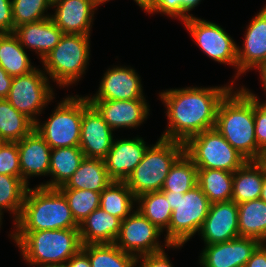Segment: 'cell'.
I'll return each instance as SVG.
<instances>
[{
	"label": "cell",
	"instance_id": "6da1fadb",
	"mask_svg": "<svg viewBox=\"0 0 266 267\" xmlns=\"http://www.w3.org/2000/svg\"><path fill=\"white\" fill-rule=\"evenodd\" d=\"M233 84L234 81L228 86L175 88L159 93L169 120L160 138L185 144L191 137L213 129L219 104Z\"/></svg>",
	"mask_w": 266,
	"mask_h": 267
},
{
	"label": "cell",
	"instance_id": "7a4b0ae2",
	"mask_svg": "<svg viewBox=\"0 0 266 267\" xmlns=\"http://www.w3.org/2000/svg\"><path fill=\"white\" fill-rule=\"evenodd\" d=\"M214 128L247 161L260 160L255 136L254 97L248 88H232L221 100Z\"/></svg>",
	"mask_w": 266,
	"mask_h": 267
},
{
	"label": "cell",
	"instance_id": "3957f363",
	"mask_svg": "<svg viewBox=\"0 0 266 267\" xmlns=\"http://www.w3.org/2000/svg\"><path fill=\"white\" fill-rule=\"evenodd\" d=\"M14 232L79 229L64 194L58 188L38 185L26 191Z\"/></svg>",
	"mask_w": 266,
	"mask_h": 267
},
{
	"label": "cell",
	"instance_id": "277c9868",
	"mask_svg": "<svg viewBox=\"0 0 266 267\" xmlns=\"http://www.w3.org/2000/svg\"><path fill=\"white\" fill-rule=\"evenodd\" d=\"M24 260L36 267L65 266L81 248L79 229L12 232Z\"/></svg>",
	"mask_w": 266,
	"mask_h": 267
},
{
	"label": "cell",
	"instance_id": "5b68a950",
	"mask_svg": "<svg viewBox=\"0 0 266 267\" xmlns=\"http://www.w3.org/2000/svg\"><path fill=\"white\" fill-rule=\"evenodd\" d=\"M150 146L125 181L136 198L145 193L161 191L171 167L185 152L184 143L163 138Z\"/></svg>",
	"mask_w": 266,
	"mask_h": 267
},
{
	"label": "cell",
	"instance_id": "8992f818",
	"mask_svg": "<svg viewBox=\"0 0 266 267\" xmlns=\"http://www.w3.org/2000/svg\"><path fill=\"white\" fill-rule=\"evenodd\" d=\"M163 193L172 209L164 241L170 245L183 246L197 232H200L211 203L198 185L184 194Z\"/></svg>",
	"mask_w": 266,
	"mask_h": 267
},
{
	"label": "cell",
	"instance_id": "52a82bcc",
	"mask_svg": "<svg viewBox=\"0 0 266 267\" xmlns=\"http://www.w3.org/2000/svg\"><path fill=\"white\" fill-rule=\"evenodd\" d=\"M90 60V36L64 34L41 61L44 72L60 87H68L85 74Z\"/></svg>",
	"mask_w": 266,
	"mask_h": 267
},
{
	"label": "cell",
	"instance_id": "ba28073f",
	"mask_svg": "<svg viewBox=\"0 0 266 267\" xmlns=\"http://www.w3.org/2000/svg\"><path fill=\"white\" fill-rule=\"evenodd\" d=\"M82 117L83 97L68 96L58 103L44 124L37 121L34 129L51 149L79 147Z\"/></svg>",
	"mask_w": 266,
	"mask_h": 267
},
{
	"label": "cell",
	"instance_id": "9c48e42d",
	"mask_svg": "<svg viewBox=\"0 0 266 267\" xmlns=\"http://www.w3.org/2000/svg\"><path fill=\"white\" fill-rule=\"evenodd\" d=\"M184 146L185 153L198 169H217L234 173L247 161L215 128L191 137Z\"/></svg>",
	"mask_w": 266,
	"mask_h": 267
},
{
	"label": "cell",
	"instance_id": "30bf717a",
	"mask_svg": "<svg viewBox=\"0 0 266 267\" xmlns=\"http://www.w3.org/2000/svg\"><path fill=\"white\" fill-rule=\"evenodd\" d=\"M49 84L46 73L35 68L27 74L13 77L6 100L36 123V115L39 116L54 98L53 88Z\"/></svg>",
	"mask_w": 266,
	"mask_h": 267
},
{
	"label": "cell",
	"instance_id": "8fae6325",
	"mask_svg": "<svg viewBox=\"0 0 266 267\" xmlns=\"http://www.w3.org/2000/svg\"><path fill=\"white\" fill-rule=\"evenodd\" d=\"M161 233L163 234V231L152 224L137 209H134L132 214L121 221L120 231L114 244L136 258L162 252L165 247L180 249L181 245H170L169 243H164L165 246L160 245L158 237Z\"/></svg>",
	"mask_w": 266,
	"mask_h": 267
},
{
	"label": "cell",
	"instance_id": "7c38bea8",
	"mask_svg": "<svg viewBox=\"0 0 266 267\" xmlns=\"http://www.w3.org/2000/svg\"><path fill=\"white\" fill-rule=\"evenodd\" d=\"M200 49L214 61L237 68V44L216 23L195 16L183 22Z\"/></svg>",
	"mask_w": 266,
	"mask_h": 267
},
{
	"label": "cell",
	"instance_id": "4fadbf2b",
	"mask_svg": "<svg viewBox=\"0 0 266 267\" xmlns=\"http://www.w3.org/2000/svg\"><path fill=\"white\" fill-rule=\"evenodd\" d=\"M114 141L113 130L98 110L83 97V117L79 147L87 158L104 159Z\"/></svg>",
	"mask_w": 266,
	"mask_h": 267
},
{
	"label": "cell",
	"instance_id": "5bb4252c",
	"mask_svg": "<svg viewBox=\"0 0 266 267\" xmlns=\"http://www.w3.org/2000/svg\"><path fill=\"white\" fill-rule=\"evenodd\" d=\"M242 47L237 46V73L234 78L266 64V5L247 26Z\"/></svg>",
	"mask_w": 266,
	"mask_h": 267
},
{
	"label": "cell",
	"instance_id": "9a60e30c",
	"mask_svg": "<svg viewBox=\"0 0 266 267\" xmlns=\"http://www.w3.org/2000/svg\"><path fill=\"white\" fill-rule=\"evenodd\" d=\"M260 244L256 239L237 237L227 242L205 245L200 253V266L244 267Z\"/></svg>",
	"mask_w": 266,
	"mask_h": 267
},
{
	"label": "cell",
	"instance_id": "2e32d148",
	"mask_svg": "<svg viewBox=\"0 0 266 267\" xmlns=\"http://www.w3.org/2000/svg\"><path fill=\"white\" fill-rule=\"evenodd\" d=\"M94 96L88 100L145 99L140 76L131 67L116 66L107 69Z\"/></svg>",
	"mask_w": 266,
	"mask_h": 267
},
{
	"label": "cell",
	"instance_id": "e0dca14e",
	"mask_svg": "<svg viewBox=\"0 0 266 267\" xmlns=\"http://www.w3.org/2000/svg\"><path fill=\"white\" fill-rule=\"evenodd\" d=\"M199 234L205 245L239 237L237 204L233 200L212 203Z\"/></svg>",
	"mask_w": 266,
	"mask_h": 267
},
{
	"label": "cell",
	"instance_id": "ac0fdd59",
	"mask_svg": "<svg viewBox=\"0 0 266 267\" xmlns=\"http://www.w3.org/2000/svg\"><path fill=\"white\" fill-rule=\"evenodd\" d=\"M104 121L114 131L119 128H136L149 115L146 99L135 100H89Z\"/></svg>",
	"mask_w": 266,
	"mask_h": 267
},
{
	"label": "cell",
	"instance_id": "d6986e66",
	"mask_svg": "<svg viewBox=\"0 0 266 267\" xmlns=\"http://www.w3.org/2000/svg\"><path fill=\"white\" fill-rule=\"evenodd\" d=\"M54 7L55 13L50 18L64 34L90 36L98 7L92 0H56L52 3Z\"/></svg>",
	"mask_w": 266,
	"mask_h": 267
},
{
	"label": "cell",
	"instance_id": "ffe728a7",
	"mask_svg": "<svg viewBox=\"0 0 266 267\" xmlns=\"http://www.w3.org/2000/svg\"><path fill=\"white\" fill-rule=\"evenodd\" d=\"M149 146L141 137L114 139L112 147L104 158L105 167L113 181H126L141 162Z\"/></svg>",
	"mask_w": 266,
	"mask_h": 267
},
{
	"label": "cell",
	"instance_id": "44dd1931",
	"mask_svg": "<svg viewBox=\"0 0 266 267\" xmlns=\"http://www.w3.org/2000/svg\"><path fill=\"white\" fill-rule=\"evenodd\" d=\"M22 180L29 185V178L49 175L51 147L34 129L17 141Z\"/></svg>",
	"mask_w": 266,
	"mask_h": 267
},
{
	"label": "cell",
	"instance_id": "7402d4cb",
	"mask_svg": "<svg viewBox=\"0 0 266 267\" xmlns=\"http://www.w3.org/2000/svg\"><path fill=\"white\" fill-rule=\"evenodd\" d=\"M13 33L24 48L35 50L41 60L54 49L64 35L50 17L20 25Z\"/></svg>",
	"mask_w": 266,
	"mask_h": 267
},
{
	"label": "cell",
	"instance_id": "603a6c76",
	"mask_svg": "<svg viewBox=\"0 0 266 267\" xmlns=\"http://www.w3.org/2000/svg\"><path fill=\"white\" fill-rule=\"evenodd\" d=\"M120 225L119 218L98 207L79 225L81 243L82 245L114 243Z\"/></svg>",
	"mask_w": 266,
	"mask_h": 267
},
{
	"label": "cell",
	"instance_id": "cb8c5ba5",
	"mask_svg": "<svg viewBox=\"0 0 266 267\" xmlns=\"http://www.w3.org/2000/svg\"><path fill=\"white\" fill-rule=\"evenodd\" d=\"M266 168L258 161H246L233 175L232 199L236 204L260 198Z\"/></svg>",
	"mask_w": 266,
	"mask_h": 267
},
{
	"label": "cell",
	"instance_id": "d4e9b609",
	"mask_svg": "<svg viewBox=\"0 0 266 267\" xmlns=\"http://www.w3.org/2000/svg\"><path fill=\"white\" fill-rule=\"evenodd\" d=\"M113 180L104 159L85 157L68 182L58 189H81L101 193Z\"/></svg>",
	"mask_w": 266,
	"mask_h": 267
},
{
	"label": "cell",
	"instance_id": "484cf974",
	"mask_svg": "<svg viewBox=\"0 0 266 267\" xmlns=\"http://www.w3.org/2000/svg\"><path fill=\"white\" fill-rule=\"evenodd\" d=\"M84 158V153L80 147L51 149L49 175L52 179L44 184L41 183L40 186L59 188L65 185L79 168Z\"/></svg>",
	"mask_w": 266,
	"mask_h": 267
},
{
	"label": "cell",
	"instance_id": "4316f807",
	"mask_svg": "<svg viewBox=\"0 0 266 267\" xmlns=\"http://www.w3.org/2000/svg\"><path fill=\"white\" fill-rule=\"evenodd\" d=\"M237 206L239 237L266 243V202L259 198Z\"/></svg>",
	"mask_w": 266,
	"mask_h": 267
},
{
	"label": "cell",
	"instance_id": "83f0119b",
	"mask_svg": "<svg viewBox=\"0 0 266 267\" xmlns=\"http://www.w3.org/2000/svg\"><path fill=\"white\" fill-rule=\"evenodd\" d=\"M0 66L12 77L27 74L36 68L14 33L0 34Z\"/></svg>",
	"mask_w": 266,
	"mask_h": 267
},
{
	"label": "cell",
	"instance_id": "f1b7e54d",
	"mask_svg": "<svg viewBox=\"0 0 266 267\" xmlns=\"http://www.w3.org/2000/svg\"><path fill=\"white\" fill-rule=\"evenodd\" d=\"M136 202L125 181L111 182L100 194V208L121 221L134 211Z\"/></svg>",
	"mask_w": 266,
	"mask_h": 267
},
{
	"label": "cell",
	"instance_id": "f546056e",
	"mask_svg": "<svg viewBox=\"0 0 266 267\" xmlns=\"http://www.w3.org/2000/svg\"><path fill=\"white\" fill-rule=\"evenodd\" d=\"M35 123L17 111L6 99H0V142H17L34 130Z\"/></svg>",
	"mask_w": 266,
	"mask_h": 267
},
{
	"label": "cell",
	"instance_id": "4dcf8cb0",
	"mask_svg": "<svg viewBox=\"0 0 266 267\" xmlns=\"http://www.w3.org/2000/svg\"><path fill=\"white\" fill-rule=\"evenodd\" d=\"M233 172L217 169H198L197 185L207 196L210 203L232 199Z\"/></svg>",
	"mask_w": 266,
	"mask_h": 267
},
{
	"label": "cell",
	"instance_id": "1f68e13d",
	"mask_svg": "<svg viewBox=\"0 0 266 267\" xmlns=\"http://www.w3.org/2000/svg\"><path fill=\"white\" fill-rule=\"evenodd\" d=\"M91 267H136V257L125 253L114 243L86 244L81 248Z\"/></svg>",
	"mask_w": 266,
	"mask_h": 267
},
{
	"label": "cell",
	"instance_id": "d6a6232c",
	"mask_svg": "<svg viewBox=\"0 0 266 267\" xmlns=\"http://www.w3.org/2000/svg\"><path fill=\"white\" fill-rule=\"evenodd\" d=\"M197 182L198 168L184 152L171 167L161 191L184 194L194 188Z\"/></svg>",
	"mask_w": 266,
	"mask_h": 267
},
{
	"label": "cell",
	"instance_id": "836d02e7",
	"mask_svg": "<svg viewBox=\"0 0 266 267\" xmlns=\"http://www.w3.org/2000/svg\"><path fill=\"white\" fill-rule=\"evenodd\" d=\"M137 203V210L161 231L169 227L172 209L162 191L142 194Z\"/></svg>",
	"mask_w": 266,
	"mask_h": 267
},
{
	"label": "cell",
	"instance_id": "e575fe53",
	"mask_svg": "<svg viewBox=\"0 0 266 267\" xmlns=\"http://www.w3.org/2000/svg\"><path fill=\"white\" fill-rule=\"evenodd\" d=\"M28 185L21 177L0 174V215L3 210L14 214V223L19 219Z\"/></svg>",
	"mask_w": 266,
	"mask_h": 267
},
{
	"label": "cell",
	"instance_id": "d590c367",
	"mask_svg": "<svg viewBox=\"0 0 266 267\" xmlns=\"http://www.w3.org/2000/svg\"><path fill=\"white\" fill-rule=\"evenodd\" d=\"M65 196L74 220L80 225L94 210L100 207L98 192L81 189H59Z\"/></svg>",
	"mask_w": 266,
	"mask_h": 267
},
{
	"label": "cell",
	"instance_id": "8d00e7d4",
	"mask_svg": "<svg viewBox=\"0 0 266 267\" xmlns=\"http://www.w3.org/2000/svg\"><path fill=\"white\" fill-rule=\"evenodd\" d=\"M52 7L51 0H12V17L16 27L49 18L47 9Z\"/></svg>",
	"mask_w": 266,
	"mask_h": 267
},
{
	"label": "cell",
	"instance_id": "74e56055",
	"mask_svg": "<svg viewBox=\"0 0 266 267\" xmlns=\"http://www.w3.org/2000/svg\"><path fill=\"white\" fill-rule=\"evenodd\" d=\"M201 0H154L147 13H161L172 18H179L182 22L193 15L189 12L194 9Z\"/></svg>",
	"mask_w": 266,
	"mask_h": 267
},
{
	"label": "cell",
	"instance_id": "f35d334b",
	"mask_svg": "<svg viewBox=\"0 0 266 267\" xmlns=\"http://www.w3.org/2000/svg\"><path fill=\"white\" fill-rule=\"evenodd\" d=\"M0 174L21 177L17 142H0Z\"/></svg>",
	"mask_w": 266,
	"mask_h": 267
},
{
	"label": "cell",
	"instance_id": "ab89813d",
	"mask_svg": "<svg viewBox=\"0 0 266 267\" xmlns=\"http://www.w3.org/2000/svg\"><path fill=\"white\" fill-rule=\"evenodd\" d=\"M254 97V121L255 136L260 149V160L266 152V102H260L259 98L249 91Z\"/></svg>",
	"mask_w": 266,
	"mask_h": 267
},
{
	"label": "cell",
	"instance_id": "60d3db41",
	"mask_svg": "<svg viewBox=\"0 0 266 267\" xmlns=\"http://www.w3.org/2000/svg\"><path fill=\"white\" fill-rule=\"evenodd\" d=\"M166 254L164 250L155 254L139 256L136 259V266L140 263L139 267H173Z\"/></svg>",
	"mask_w": 266,
	"mask_h": 267
},
{
	"label": "cell",
	"instance_id": "b9f144b4",
	"mask_svg": "<svg viewBox=\"0 0 266 267\" xmlns=\"http://www.w3.org/2000/svg\"><path fill=\"white\" fill-rule=\"evenodd\" d=\"M13 32L12 0H0V34Z\"/></svg>",
	"mask_w": 266,
	"mask_h": 267
},
{
	"label": "cell",
	"instance_id": "7bdbcfd3",
	"mask_svg": "<svg viewBox=\"0 0 266 267\" xmlns=\"http://www.w3.org/2000/svg\"><path fill=\"white\" fill-rule=\"evenodd\" d=\"M244 267H266V243H261Z\"/></svg>",
	"mask_w": 266,
	"mask_h": 267
},
{
	"label": "cell",
	"instance_id": "ee69618b",
	"mask_svg": "<svg viewBox=\"0 0 266 267\" xmlns=\"http://www.w3.org/2000/svg\"><path fill=\"white\" fill-rule=\"evenodd\" d=\"M65 267H91L88 255L80 249L65 264Z\"/></svg>",
	"mask_w": 266,
	"mask_h": 267
},
{
	"label": "cell",
	"instance_id": "f6af8a7d",
	"mask_svg": "<svg viewBox=\"0 0 266 267\" xmlns=\"http://www.w3.org/2000/svg\"><path fill=\"white\" fill-rule=\"evenodd\" d=\"M13 77L10 76L1 66H0V99H6L8 97Z\"/></svg>",
	"mask_w": 266,
	"mask_h": 267
},
{
	"label": "cell",
	"instance_id": "bcb514c9",
	"mask_svg": "<svg viewBox=\"0 0 266 267\" xmlns=\"http://www.w3.org/2000/svg\"><path fill=\"white\" fill-rule=\"evenodd\" d=\"M140 8L144 9V12H148L151 8L154 0H134Z\"/></svg>",
	"mask_w": 266,
	"mask_h": 267
},
{
	"label": "cell",
	"instance_id": "7dc6e473",
	"mask_svg": "<svg viewBox=\"0 0 266 267\" xmlns=\"http://www.w3.org/2000/svg\"><path fill=\"white\" fill-rule=\"evenodd\" d=\"M257 70H258V72H259V74L261 76L260 77L261 81H262L261 83H262L263 89H264V91L266 93V64L261 66V67H259Z\"/></svg>",
	"mask_w": 266,
	"mask_h": 267
},
{
	"label": "cell",
	"instance_id": "c3c4849f",
	"mask_svg": "<svg viewBox=\"0 0 266 267\" xmlns=\"http://www.w3.org/2000/svg\"><path fill=\"white\" fill-rule=\"evenodd\" d=\"M260 198L266 202V175L264 177V182H263V186H262V191H261V195Z\"/></svg>",
	"mask_w": 266,
	"mask_h": 267
},
{
	"label": "cell",
	"instance_id": "681fc988",
	"mask_svg": "<svg viewBox=\"0 0 266 267\" xmlns=\"http://www.w3.org/2000/svg\"><path fill=\"white\" fill-rule=\"evenodd\" d=\"M97 6L109 2L110 0H92Z\"/></svg>",
	"mask_w": 266,
	"mask_h": 267
},
{
	"label": "cell",
	"instance_id": "f907efd6",
	"mask_svg": "<svg viewBox=\"0 0 266 267\" xmlns=\"http://www.w3.org/2000/svg\"><path fill=\"white\" fill-rule=\"evenodd\" d=\"M260 161L264 164V166L266 168V152L262 155V158Z\"/></svg>",
	"mask_w": 266,
	"mask_h": 267
},
{
	"label": "cell",
	"instance_id": "816d5d0a",
	"mask_svg": "<svg viewBox=\"0 0 266 267\" xmlns=\"http://www.w3.org/2000/svg\"><path fill=\"white\" fill-rule=\"evenodd\" d=\"M42 267H65V266H42Z\"/></svg>",
	"mask_w": 266,
	"mask_h": 267
},
{
	"label": "cell",
	"instance_id": "f5cc1de1",
	"mask_svg": "<svg viewBox=\"0 0 266 267\" xmlns=\"http://www.w3.org/2000/svg\"><path fill=\"white\" fill-rule=\"evenodd\" d=\"M2 216L0 215V227H1V225H2Z\"/></svg>",
	"mask_w": 266,
	"mask_h": 267
}]
</instances>
